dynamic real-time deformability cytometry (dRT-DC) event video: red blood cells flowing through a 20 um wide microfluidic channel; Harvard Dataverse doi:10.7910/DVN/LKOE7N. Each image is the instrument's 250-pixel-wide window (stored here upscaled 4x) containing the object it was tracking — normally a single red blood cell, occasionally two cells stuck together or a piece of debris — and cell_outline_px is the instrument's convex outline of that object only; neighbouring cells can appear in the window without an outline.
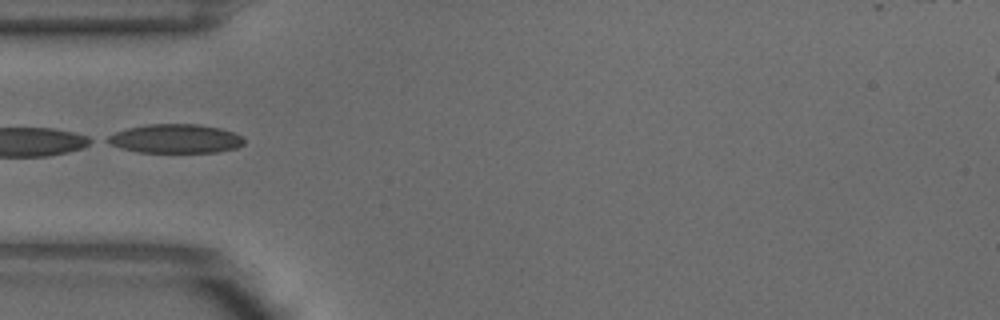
{"species": "common noctule bat (a hibernating species)", "species_latin": "Nyctalus noctula", "temperature_condition": "warm", "stored_images_in_passage": 3, "camera_frame_rate_fps": 3000, "um_per_image_px": 0.085, "animal": {"sex": "male", "body_mass_g": 18.8}, "frame": {"image": 1, "passage_image": 3, "time_ms": 0.667, "image_size_px": [1000, 320], "cell_outline_px": [[244, 144], [236, 148], [216, 152], [136, 152], [120, 148], [104, 140], [108, 136], [116, 132], [128, 128], [148, 124], [200, 124], [220, 128], [232, 132], [240, 136], [244, 140]], "centroid_in_image_um": [14.9, 11.79], "position_along_channel_um": 70.1, "area_um2": 22.95}}